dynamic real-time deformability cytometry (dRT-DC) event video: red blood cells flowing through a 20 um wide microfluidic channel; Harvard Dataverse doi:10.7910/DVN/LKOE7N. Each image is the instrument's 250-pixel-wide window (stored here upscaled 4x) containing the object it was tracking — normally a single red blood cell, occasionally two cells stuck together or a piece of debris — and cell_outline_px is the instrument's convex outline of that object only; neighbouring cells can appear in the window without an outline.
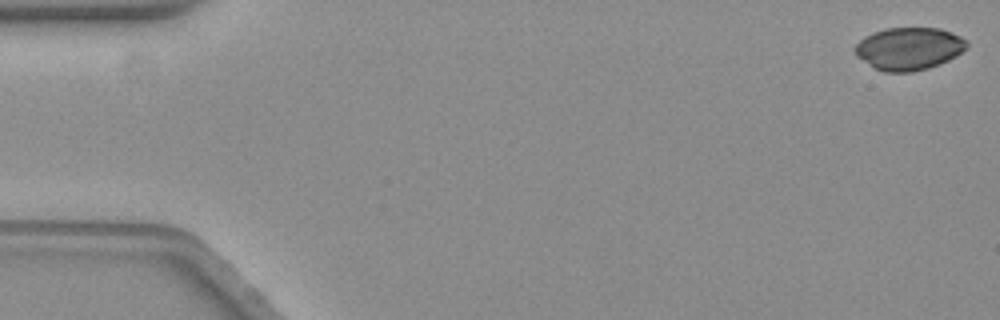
{"species": "common noctule bat (a hibernating species)", "species_latin": "Nyctalus noctula", "temperature_condition": "warm", "stored_images_in_passage": 58, "camera_frame_rate_fps": 3000, "um_per_image_px": 0.085, "animal": {"sex": "female", "body_mass_g": 19.3, "forearm_length_mm": 54.1}, "frame": {"image": 1, "passage_image": 1, "time_ms": 0.0, "image_size_px": [1000, 320], "cell_outline_px": [[968, 44], [956, 56], [948, 60], [928, 68], [912, 72], [884, 72], [876, 68], [856, 56], [856, 44], [864, 36], [872, 32], [884, 28], [940, 28], [960, 36]], "centroid_in_image_um": [77.23, 4.12], "position_along_channel_um": 7.8, "area_um2": 27.46}}
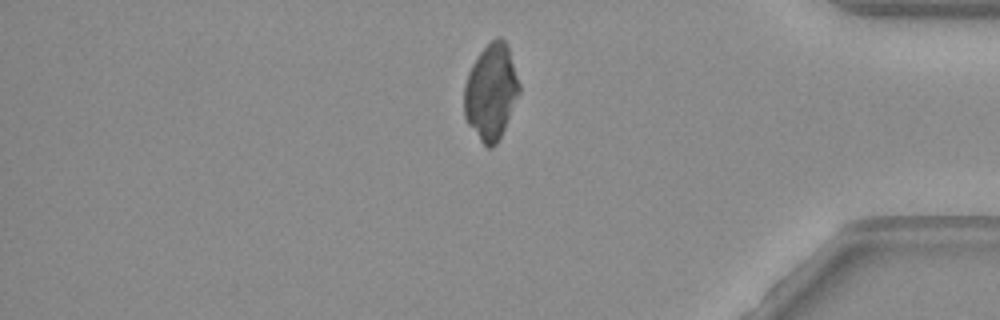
{"frame": {"image": 2, "passage_image": 49, "time_ms": 16.0, "image_size_px": [1000, 320], "cell_outline_px": [[520, 92], [504, 128], [496, 144], [492, 148], [488, 148], [480, 140], [468, 124], [464, 116], [464, 84], [468, 72], [472, 64], [480, 52], [496, 36], [500, 36], [508, 44], [520, 84]], "centroid_in_image_um": [41.73, 7.78], "position_along_channel_um": 393.5, "area_um2": 30.75}}
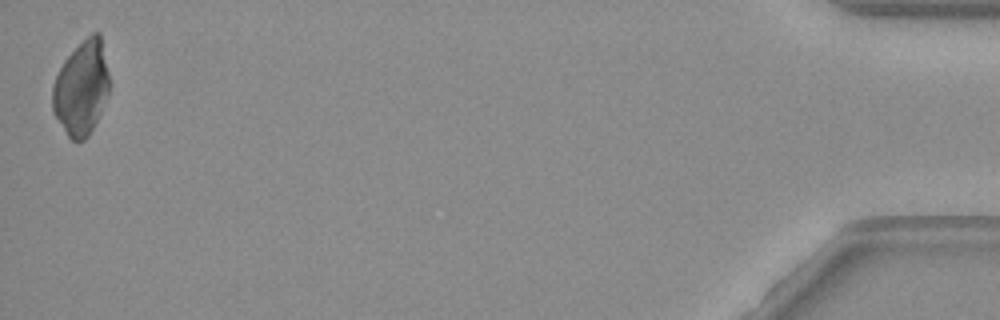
{"frame": {"image": 3, "passage_image": 58, "time_ms": 19.0, "image_size_px": [1000, 320], "cell_outline_px": [[108, 96], [88, 136], [84, 140], [72, 140], [68, 136], [52, 112], [52, 84], [64, 60], [92, 32], [100, 32], [108, 72]], "centroid_in_image_um": [6.9, 7.49], "position_along_channel_um": 428.3, "area_um2": 30.81}}